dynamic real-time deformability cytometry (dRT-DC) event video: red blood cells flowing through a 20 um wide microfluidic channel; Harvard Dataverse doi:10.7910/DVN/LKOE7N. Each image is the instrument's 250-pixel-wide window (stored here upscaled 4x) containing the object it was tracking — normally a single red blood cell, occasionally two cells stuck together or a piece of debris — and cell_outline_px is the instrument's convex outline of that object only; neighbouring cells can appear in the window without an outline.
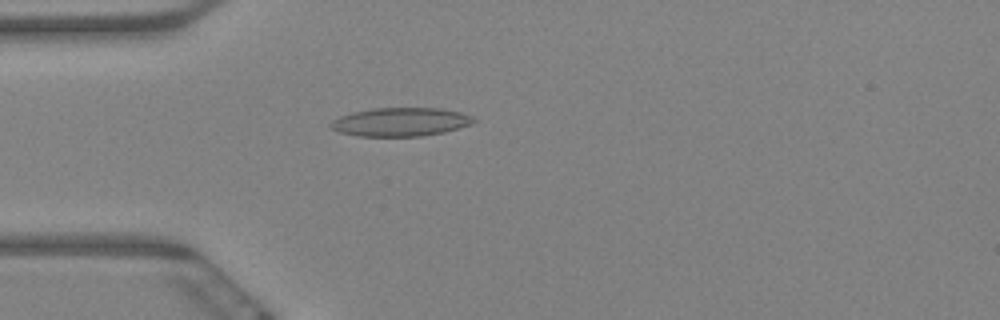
{"species": "Egyptian fruit bat (a non-hibernating species)", "species_latin": "Rousettus aegyptiacus", "temperature_condition": "warm", "stored_images_in_passage": 57, "camera_frame_rate_fps": 3000, "um_per_image_px": 0.085, "animal": {"sex": "female"}, "frame": {"image": 1, "passage_image": 13, "time_ms": 4.0, "image_size_px": [1000, 320], "cell_outline_px": [[476, 120], [472, 124], [444, 132], [420, 136], [356, 136], [340, 132], [332, 128], [328, 124], [332, 120], [340, 116], [352, 112], [376, 108], [440, 108], [460, 112], [472, 116]], "centroid_in_image_um": [34.04, 10.36], "position_along_channel_um": 51.0, "area_um2": 23.76}}
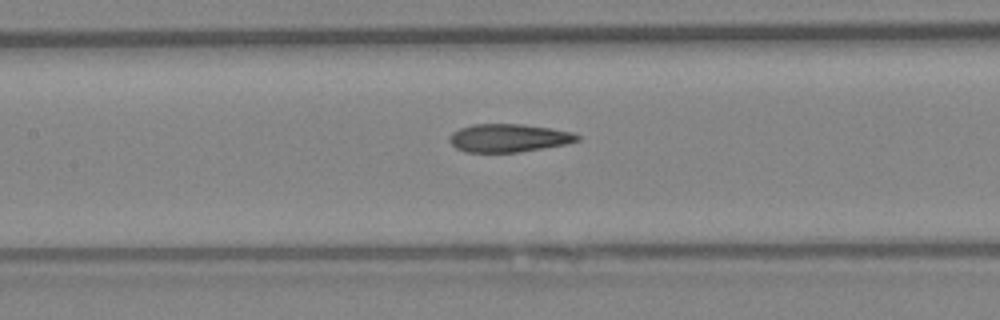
{"frame": {"image": 2, "passage_image": 24, "time_ms": 7.667, "image_size_px": [1000, 320], "cell_outline_px": [[580, 140], [564, 144], [520, 152], [464, 152], [456, 148], [448, 140], [448, 136], [452, 132], [460, 128], [472, 124], [520, 124], [548, 128], [572, 132], [580, 136]], "centroid_in_image_um": [43.18, 11.73], "position_along_channel_um": 164.2, "area_um2": 20.87}}
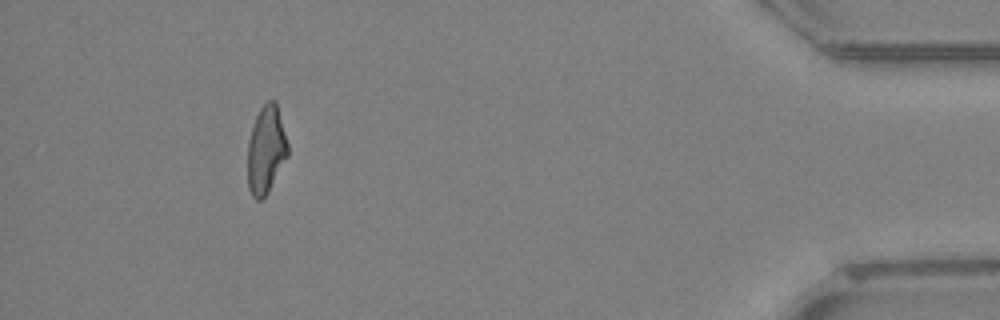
{"frame": {"image": 3, "passage_image": 52, "time_ms": 17.0, "image_size_px": [1000, 320], "cell_outline_px": [[288, 156], [268, 192], [260, 200], [256, 200], [252, 196], [248, 188], [248, 140], [256, 116], [260, 108], [268, 100], [276, 100], [288, 144]], "centroid_in_image_um": [22.62, 12.73], "position_along_channel_um": 412.6, "area_um2": 20.52}, "authors_computed_cell_mechanics": {"area_um2": 21.5016, "velocity_mm_per_s": 3.3387, "shape_relaxation_time_tau1_ms": null, "shape_relaxation_time_tau2_ms": 2.8019, "deformation_change_tau1": null, "deformation_change_tau2": 0.1165}}